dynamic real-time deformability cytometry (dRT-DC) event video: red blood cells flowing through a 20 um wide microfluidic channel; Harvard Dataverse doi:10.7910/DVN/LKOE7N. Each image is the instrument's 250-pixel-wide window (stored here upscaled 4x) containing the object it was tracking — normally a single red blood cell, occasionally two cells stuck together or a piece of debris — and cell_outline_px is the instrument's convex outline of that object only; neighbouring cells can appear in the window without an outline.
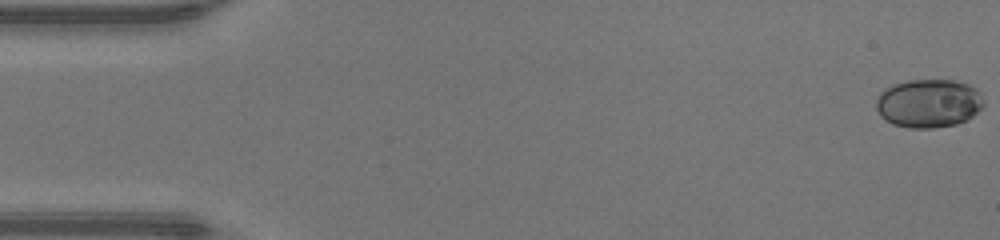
{"species": "human", "species_latin": "Homo sapiens", "temperature_condition": "warm", "stored_images_in_passage": 48, "camera_frame_rate_fps": 3000, "um_per_image_px": 0.085, "donor": {"sex": "male"}, "frame": {"image": 1, "passage_image": 1, "time_ms": 0.0, "image_size_px": [1000, 240], "cell_outline_px": [[984, 104], [968, 120], [956, 124], [932, 128], [912, 128], [892, 124], [884, 120], [880, 116], [876, 108], [876, 100], [880, 92], [884, 88], [892, 84], [908, 80], [956, 80], [968, 84], [976, 88]], "centroid_in_image_um": [78.89, 8.78], "position_along_channel_um": 6.1, "area_um2": 30.58}}
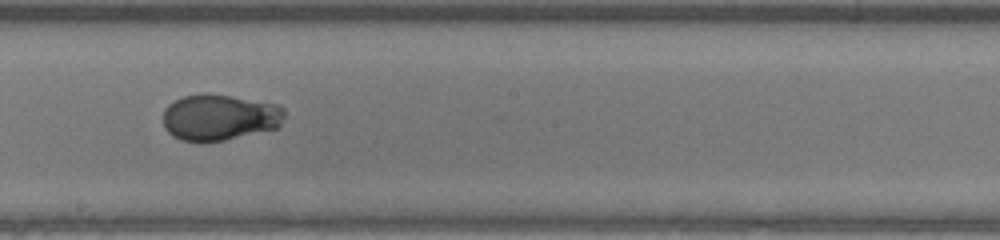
{"frame": {"image": 2, "passage_image": 27, "time_ms": 8.667, "image_size_px": [1000, 240], "cell_outline_px": [[284, 116], [280, 124], [276, 128], [224, 140], [180, 140], [172, 136], [164, 128], [164, 108], [168, 104], [184, 96], [204, 92], [280, 104], [284, 108]], "centroid_in_image_um": [18.65, 9.95], "position_along_channel_um": 229.5, "area_um2": 32.48}}
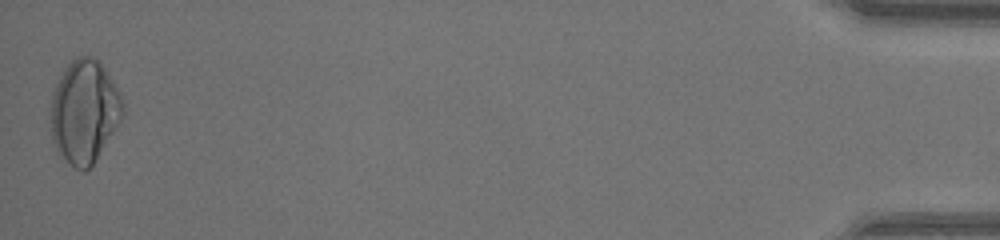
{"frame": {"image": 3, "passage_image": 48, "time_ms": 15.667, "image_size_px": [1000, 240], "cell_outline_px": [[124, 112], [120, 120], [92, 164], [84, 172], [76, 168], [56, 148], [52, 140], [48, 116], [52, 96], [60, 76], [68, 64], [76, 56], [92, 56], [104, 68], [120, 92], [124, 104]], "centroid_in_image_um": [7.14, 9.45], "position_along_channel_um": 428.1, "area_um2": 42.83}, "authors_computed_cell_mechanics": {"area_um2": 33.2639, "velocity_mm_per_s": 4.3288, "shape_relaxation_time_tau1_ms": 6.4978, "shape_relaxation_time_tau2_ms": null, "deformation_change_tau1": 0.2291, "deformation_change_tau2": null}}